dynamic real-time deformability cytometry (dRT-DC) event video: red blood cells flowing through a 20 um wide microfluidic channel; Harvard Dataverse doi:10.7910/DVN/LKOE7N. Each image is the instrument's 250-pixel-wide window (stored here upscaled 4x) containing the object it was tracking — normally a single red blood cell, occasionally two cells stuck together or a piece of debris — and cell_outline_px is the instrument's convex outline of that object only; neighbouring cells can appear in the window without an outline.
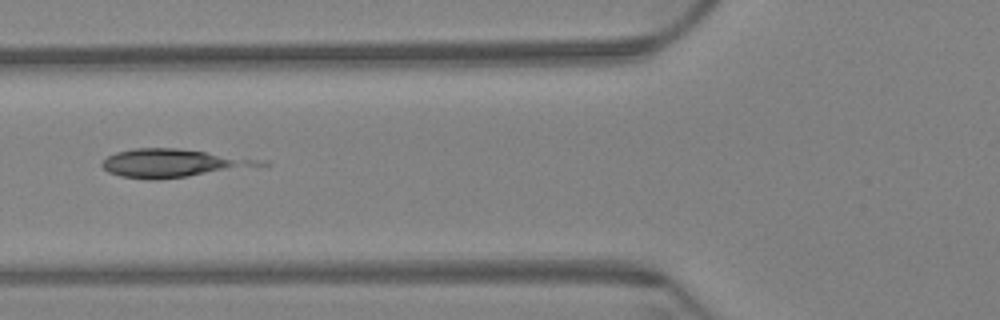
{"species": "Egyptian fruit bat (a non-hibernating species)", "species_latin": "Rousettus aegyptiacus", "temperature_condition": "warm", "stored_images_in_passage": 6, "camera_frame_rate_fps": 3000, "um_per_image_px": 0.085, "animal": {"sex": "female"}, "frame": {"image": 1, "passage_image": 6, "time_ms": 1.667, "image_size_px": [1000, 320], "cell_outline_px": [[232, 164], [220, 168], [188, 176], [156, 180], [148, 180], [120, 176], [108, 172], [100, 164], [108, 156], [116, 152], [132, 148], [176, 148], [204, 152], [232, 160]], "centroid_in_image_um": [13.74, 13.87], "position_along_channel_um": 112.1, "area_um2": 22.08}}